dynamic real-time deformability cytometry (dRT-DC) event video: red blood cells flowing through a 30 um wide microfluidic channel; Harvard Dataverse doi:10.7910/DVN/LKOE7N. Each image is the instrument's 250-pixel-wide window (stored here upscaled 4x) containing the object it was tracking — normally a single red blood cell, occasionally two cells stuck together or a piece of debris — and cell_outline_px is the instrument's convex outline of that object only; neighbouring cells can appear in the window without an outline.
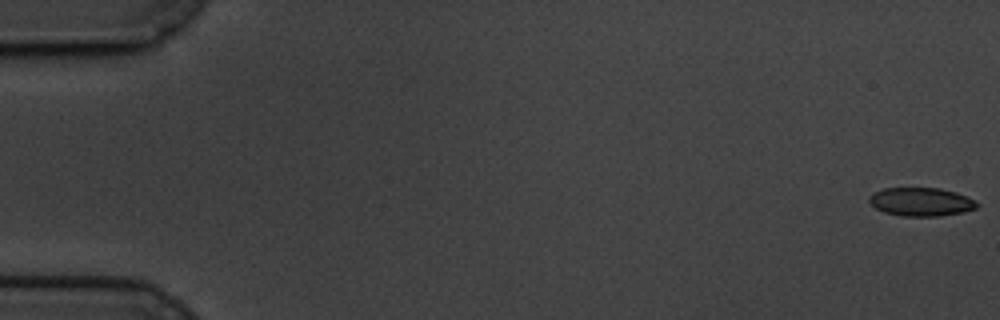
{"species": "common noctule bat (a hibernating species)", "species_latin": "Nyctalus noctula", "temperature_condition": "cold", "stored_images_in_passage": 56, "camera_frame_rate_fps": 3000, "um_per_image_px": 0.085, "animal": {"sex": "male", "body_mass_g": 19.5, "forearm_length_mm": 54.6}, "frame": {"image": 1, "passage_image": 1, "time_ms": 0.0, "image_size_px": [1000, 320], "cell_outline_px": [[980, 204], [976, 208], [964, 212], [940, 216], [900, 216], [884, 212], [876, 208], [868, 200], [868, 196], [872, 192], [884, 188], [940, 188], [956, 192], [976, 200]], "centroid_in_image_um": [78.3, 17.15], "position_along_channel_um": 6.7, "area_um2": 18.09}}
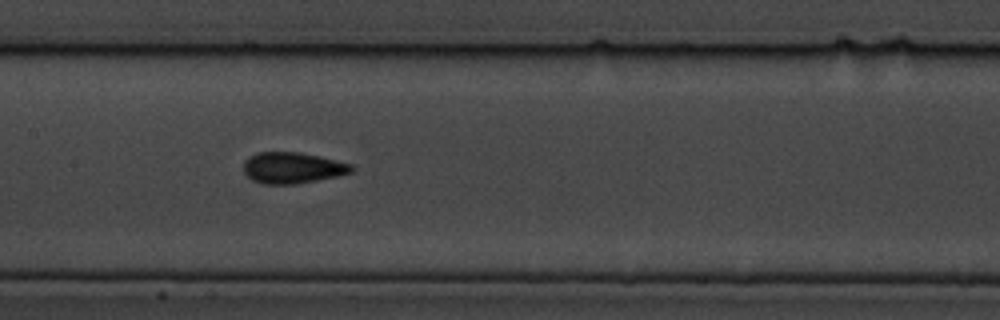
{"frame": {"image": 2, "passage_image": 30, "time_ms": 9.667, "image_size_px": [1000, 320], "cell_outline_px": [[356, 168], [352, 172], [340, 176], [296, 184], [264, 184], [252, 180], [244, 172], [244, 160], [248, 156], [260, 152], [300, 152], [320, 156], [352, 164]], "centroid_in_image_um": [24.89, 14.26], "position_along_channel_um": 182.5, "area_um2": 19.83}}
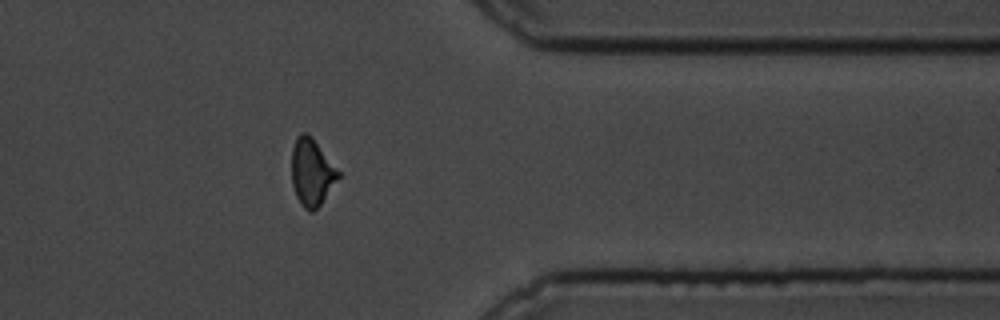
{"frame": {"image": 3, "passage_image": 49, "time_ms": 16.0, "image_size_px": [1000, 320], "cell_outline_px": [[340, 176], [320, 204], [312, 212], [308, 212], [300, 204], [296, 196], [292, 184], [292, 148], [296, 136], [300, 132], [304, 132], [316, 144], [340, 172]], "centroid_in_image_um": [26.47, 14.68], "position_along_channel_um": 384.9, "area_um2": 17.74}}